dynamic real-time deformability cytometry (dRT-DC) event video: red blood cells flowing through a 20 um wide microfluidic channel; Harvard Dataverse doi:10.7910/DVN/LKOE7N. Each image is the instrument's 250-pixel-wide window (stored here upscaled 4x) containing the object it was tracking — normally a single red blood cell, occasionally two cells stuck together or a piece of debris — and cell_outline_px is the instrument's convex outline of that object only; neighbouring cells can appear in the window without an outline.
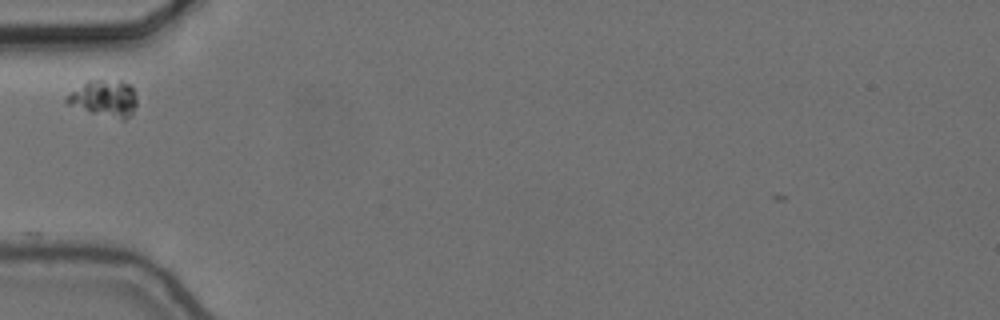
{"species": "common noctule bat (a hibernating species)", "species_latin": "Nyctalus noctula", "temperature_condition": "cold", "stored_images_in_passage": 15, "camera_frame_rate_fps": 3000, "um_per_image_px": 0.085, "animal": {"sex": "female", "body_mass_g": 24.6, "forearm_length_mm": 56.2}, "frame": {"image": 1, "passage_image": 1, "time_ms": 0.0, "image_size_px": [1000, 320], "cell_outline_px": [[136, 104], [132, 112], [124, 120], [120, 120], [92, 112], [68, 104], [64, 100], [64, 96], [88, 80], [120, 80], [132, 84], [136, 96]], "centroid_in_image_um": [8.88, 8.33], "position_along_channel_um": 76.1, "area_um2": 14.97}}
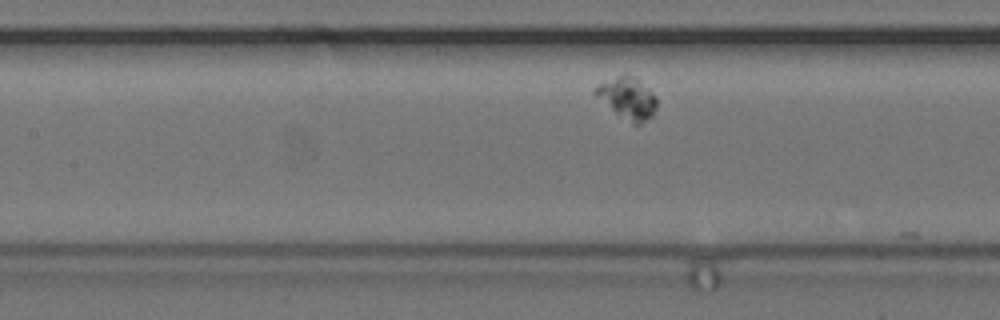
{"frame": {"image": 2, "passage_image": 8, "time_ms": 2.333, "image_size_px": [1000, 320], "cell_outline_px": [[656, 108], [652, 116], [640, 124], [632, 124], [592, 96], [592, 88], [600, 84], [620, 76], [636, 76], [656, 96]], "centroid_in_image_um": [53.31, 8.36], "position_along_channel_um": 154.1, "area_um2": 14.85}}
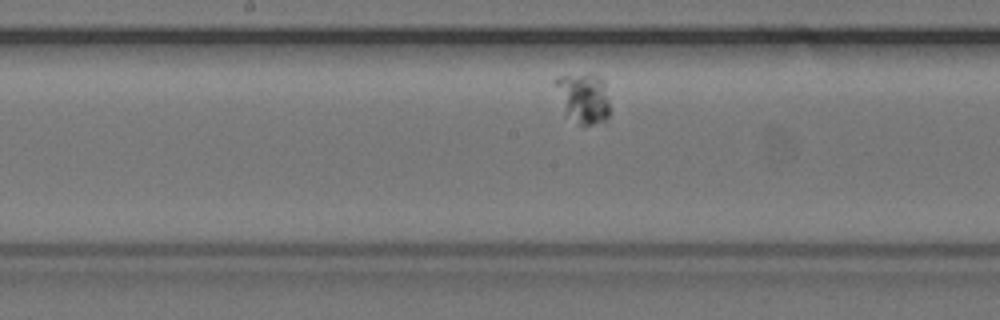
{"frame": {"image": 3, "passage_image": 12, "time_ms": 3.667, "image_size_px": [1000, 320], "cell_outline_px": [[608, 116], [604, 120], [584, 128], [564, 116], [552, 80], [556, 76], [588, 72], [592, 72], [604, 80], [608, 100]], "centroid_in_image_um": [49.51, 8.32], "position_along_channel_um": 198.7, "area_um2": 16.82}}